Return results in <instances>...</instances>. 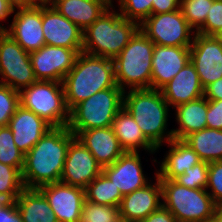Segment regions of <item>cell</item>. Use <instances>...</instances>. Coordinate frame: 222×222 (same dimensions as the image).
Returning <instances> with one entry per match:
<instances>
[{
	"label": "cell",
	"instance_id": "f35d334b",
	"mask_svg": "<svg viewBox=\"0 0 222 222\" xmlns=\"http://www.w3.org/2000/svg\"><path fill=\"white\" fill-rule=\"evenodd\" d=\"M207 128L222 130V100H208Z\"/></svg>",
	"mask_w": 222,
	"mask_h": 222
},
{
	"label": "cell",
	"instance_id": "7dc6e473",
	"mask_svg": "<svg viewBox=\"0 0 222 222\" xmlns=\"http://www.w3.org/2000/svg\"><path fill=\"white\" fill-rule=\"evenodd\" d=\"M212 222H222V204L216 205Z\"/></svg>",
	"mask_w": 222,
	"mask_h": 222
},
{
	"label": "cell",
	"instance_id": "bcb514c9",
	"mask_svg": "<svg viewBox=\"0 0 222 222\" xmlns=\"http://www.w3.org/2000/svg\"><path fill=\"white\" fill-rule=\"evenodd\" d=\"M8 2L15 8H30L36 5L38 0H8Z\"/></svg>",
	"mask_w": 222,
	"mask_h": 222
},
{
	"label": "cell",
	"instance_id": "44dd1931",
	"mask_svg": "<svg viewBox=\"0 0 222 222\" xmlns=\"http://www.w3.org/2000/svg\"><path fill=\"white\" fill-rule=\"evenodd\" d=\"M71 132L102 167L113 164L125 152L111 126Z\"/></svg>",
	"mask_w": 222,
	"mask_h": 222
},
{
	"label": "cell",
	"instance_id": "7bdbcfd3",
	"mask_svg": "<svg viewBox=\"0 0 222 222\" xmlns=\"http://www.w3.org/2000/svg\"><path fill=\"white\" fill-rule=\"evenodd\" d=\"M204 97L207 100H222V78L204 88Z\"/></svg>",
	"mask_w": 222,
	"mask_h": 222
},
{
	"label": "cell",
	"instance_id": "5b68a950",
	"mask_svg": "<svg viewBox=\"0 0 222 222\" xmlns=\"http://www.w3.org/2000/svg\"><path fill=\"white\" fill-rule=\"evenodd\" d=\"M154 45L139 29L120 54L113 59L116 84L124 92L151 89Z\"/></svg>",
	"mask_w": 222,
	"mask_h": 222
},
{
	"label": "cell",
	"instance_id": "277c9868",
	"mask_svg": "<svg viewBox=\"0 0 222 222\" xmlns=\"http://www.w3.org/2000/svg\"><path fill=\"white\" fill-rule=\"evenodd\" d=\"M114 6L83 31L82 52L113 60L140 29L139 23L124 18Z\"/></svg>",
	"mask_w": 222,
	"mask_h": 222
},
{
	"label": "cell",
	"instance_id": "484cf974",
	"mask_svg": "<svg viewBox=\"0 0 222 222\" xmlns=\"http://www.w3.org/2000/svg\"><path fill=\"white\" fill-rule=\"evenodd\" d=\"M178 128L172 129L174 139L184 140L188 135L207 128L208 100L202 96L174 108Z\"/></svg>",
	"mask_w": 222,
	"mask_h": 222
},
{
	"label": "cell",
	"instance_id": "d6a6232c",
	"mask_svg": "<svg viewBox=\"0 0 222 222\" xmlns=\"http://www.w3.org/2000/svg\"><path fill=\"white\" fill-rule=\"evenodd\" d=\"M119 13L128 20L141 24L152 15L153 0H117Z\"/></svg>",
	"mask_w": 222,
	"mask_h": 222
},
{
	"label": "cell",
	"instance_id": "f1b7e54d",
	"mask_svg": "<svg viewBox=\"0 0 222 222\" xmlns=\"http://www.w3.org/2000/svg\"><path fill=\"white\" fill-rule=\"evenodd\" d=\"M123 195L102 172L85 188V200L109 206H120Z\"/></svg>",
	"mask_w": 222,
	"mask_h": 222
},
{
	"label": "cell",
	"instance_id": "30bf717a",
	"mask_svg": "<svg viewBox=\"0 0 222 222\" xmlns=\"http://www.w3.org/2000/svg\"><path fill=\"white\" fill-rule=\"evenodd\" d=\"M0 83L20 92L36 82L30 53L8 33L0 31Z\"/></svg>",
	"mask_w": 222,
	"mask_h": 222
},
{
	"label": "cell",
	"instance_id": "4316f807",
	"mask_svg": "<svg viewBox=\"0 0 222 222\" xmlns=\"http://www.w3.org/2000/svg\"><path fill=\"white\" fill-rule=\"evenodd\" d=\"M16 204L23 222H58L48 200L38 188H25Z\"/></svg>",
	"mask_w": 222,
	"mask_h": 222
},
{
	"label": "cell",
	"instance_id": "52a82bcc",
	"mask_svg": "<svg viewBox=\"0 0 222 222\" xmlns=\"http://www.w3.org/2000/svg\"><path fill=\"white\" fill-rule=\"evenodd\" d=\"M123 93L121 88H108L81 101L70 110L68 129L84 131L110 127L123 108Z\"/></svg>",
	"mask_w": 222,
	"mask_h": 222
},
{
	"label": "cell",
	"instance_id": "ab89813d",
	"mask_svg": "<svg viewBox=\"0 0 222 222\" xmlns=\"http://www.w3.org/2000/svg\"><path fill=\"white\" fill-rule=\"evenodd\" d=\"M180 2L181 0H153L152 15L179 10Z\"/></svg>",
	"mask_w": 222,
	"mask_h": 222
},
{
	"label": "cell",
	"instance_id": "f546056e",
	"mask_svg": "<svg viewBox=\"0 0 222 222\" xmlns=\"http://www.w3.org/2000/svg\"><path fill=\"white\" fill-rule=\"evenodd\" d=\"M25 154L20 151L13 138L10 127H0V162L18 168L21 172L24 166Z\"/></svg>",
	"mask_w": 222,
	"mask_h": 222
},
{
	"label": "cell",
	"instance_id": "1f68e13d",
	"mask_svg": "<svg viewBox=\"0 0 222 222\" xmlns=\"http://www.w3.org/2000/svg\"><path fill=\"white\" fill-rule=\"evenodd\" d=\"M214 0H181L180 9L190 26L197 31L204 23Z\"/></svg>",
	"mask_w": 222,
	"mask_h": 222
},
{
	"label": "cell",
	"instance_id": "d590c367",
	"mask_svg": "<svg viewBox=\"0 0 222 222\" xmlns=\"http://www.w3.org/2000/svg\"><path fill=\"white\" fill-rule=\"evenodd\" d=\"M24 189L22 172L18 168L0 162V192L21 193Z\"/></svg>",
	"mask_w": 222,
	"mask_h": 222
},
{
	"label": "cell",
	"instance_id": "d4e9b609",
	"mask_svg": "<svg viewBox=\"0 0 222 222\" xmlns=\"http://www.w3.org/2000/svg\"><path fill=\"white\" fill-rule=\"evenodd\" d=\"M111 127L125 152H140V149L150 154L157 152V149L145 138L137 122L125 108L115 115Z\"/></svg>",
	"mask_w": 222,
	"mask_h": 222
},
{
	"label": "cell",
	"instance_id": "74e56055",
	"mask_svg": "<svg viewBox=\"0 0 222 222\" xmlns=\"http://www.w3.org/2000/svg\"><path fill=\"white\" fill-rule=\"evenodd\" d=\"M222 30V0H214L205 23L196 31L206 36H214Z\"/></svg>",
	"mask_w": 222,
	"mask_h": 222
},
{
	"label": "cell",
	"instance_id": "7c38bea8",
	"mask_svg": "<svg viewBox=\"0 0 222 222\" xmlns=\"http://www.w3.org/2000/svg\"><path fill=\"white\" fill-rule=\"evenodd\" d=\"M190 61L203 88L222 78V44L214 36L195 33Z\"/></svg>",
	"mask_w": 222,
	"mask_h": 222
},
{
	"label": "cell",
	"instance_id": "9c48e42d",
	"mask_svg": "<svg viewBox=\"0 0 222 222\" xmlns=\"http://www.w3.org/2000/svg\"><path fill=\"white\" fill-rule=\"evenodd\" d=\"M140 30L155 45L179 47H190L196 33L181 9L150 15L140 24Z\"/></svg>",
	"mask_w": 222,
	"mask_h": 222
},
{
	"label": "cell",
	"instance_id": "b9f144b4",
	"mask_svg": "<svg viewBox=\"0 0 222 222\" xmlns=\"http://www.w3.org/2000/svg\"><path fill=\"white\" fill-rule=\"evenodd\" d=\"M0 222H23L16 203L0 208Z\"/></svg>",
	"mask_w": 222,
	"mask_h": 222
},
{
	"label": "cell",
	"instance_id": "9a60e30c",
	"mask_svg": "<svg viewBox=\"0 0 222 222\" xmlns=\"http://www.w3.org/2000/svg\"><path fill=\"white\" fill-rule=\"evenodd\" d=\"M38 189L48 200L58 222H79L85 189L61 181L42 185Z\"/></svg>",
	"mask_w": 222,
	"mask_h": 222
},
{
	"label": "cell",
	"instance_id": "4dcf8cb0",
	"mask_svg": "<svg viewBox=\"0 0 222 222\" xmlns=\"http://www.w3.org/2000/svg\"><path fill=\"white\" fill-rule=\"evenodd\" d=\"M118 206L100 205L84 201L79 222H121Z\"/></svg>",
	"mask_w": 222,
	"mask_h": 222
},
{
	"label": "cell",
	"instance_id": "f6af8a7d",
	"mask_svg": "<svg viewBox=\"0 0 222 222\" xmlns=\"http://www.w3.org/2000/svg\"><path fill=\"white\" fill-rule=\"evenodd\" d=\"M21 193H1L0 192V208L4 206H12L16 203V199Z\"/></svg>",
	"mask_w": 222,
	"mask_h": 222
},
{
	"label": "cell",
	"instance_id": "8fae6325",
	"mask_svg": "<svg viewBox=\"0 0 222 222\" xmlns=\"http://www.w3.org/2000/svg\"><path fill=\"white\" fill-rule=\"evenodd\" d=\"M82 49L44 45L30 53V60L37 81L63 82L64 77L74 67Z\"/></svg>",
	"mask_w": 222,
	"mask_h": 222
},
{
	"label": "cell",
	"instance_id": "ffe728a7",
	"mask_svg": "<svg viewBox=\"0 0 222 222\" xmlns=\"http://www.w3.org/2000/svg\"><path fill=\"white\" fill-rule=\"evenodd\" d=\"M10 127L17 148L26 154L51 128L34 112L19 105L10 118Z\"/></svg>",
	"mask_w": 222,
	"mask_h": 222
},
{
	"label": "cell",
	"instance_id": "e0dca14e",
	"mask_svg": "<svg viewBox=\"0 0 222 222\" xmlns=\"http://www.w3.org/2000/svg\"><path fill=\"white\" fill-rule=\"evenodd\" d=\"M140 158L139 152H124L113 164L102 169L123 196L150 183Z\"/></svg>",
	"mask_w": 222,
	"mask_h": 222
},
{
	"label": "cell",
	"instance_id": "cb8c5ba5",
	"mask_svg": "<svg viewBox=\"0 0 222 222\" xmlns=\"http://www.w3.org/2000/svg\"><path fill=\"white\" fill-rule=\"evenodd\" d=\"M167 144L170 148L161 162H158L157 159L152 160L155 163H161L160 168L156 171L159 179L174 180L185 170H189L202 161L199 155L183 140L173 138Z\"/></svg>",
	"mask_w": 222,
	"mask_h": 222
},
{
	"label": "cell",
	"instance_id": "7a4b0ae2",
	"mask_svg": "<svg viewBox=\"0 0 222 222\" xmlns=\"http://www.w3.org/2000/svg\"><path fill=\"white\" fill-rule=\"evenodd\" d=\"M65 100L69 110L99 91L119 88L113 60L80 52L74 67L63 79Z\"/></svg>",
	"mask_w": 222,
	"mask_h": 222
},
{
	"label": "cell",
	"instance_id": "2e32d148",
	"mask_svg": "<svg viewBox=\"0 0 222 222\" xmlns=\"http://www.w3.org/2000/svg\"><path fill=\"white\" fill-rule=\"evenodd\" d=\"M42 29L46 45L83 49V31L48 2H42Z\"/></svg>",
	"mask_w": 222,
	"mask_h": 222
},
{
	"label": "cell",
	"instance_id": "3957f363",
	"mask_svg": "<svg viewBox=\"0 0 222 222\" xmlns=\"http://www.w3.org/2000/svg\"><path fill=\"white\" fill-rule=\"evenodd\" d=\"M169 107L160 90L138 89L123 93V108L131 114L157 151L164 142L166 144L174 138L172 129L167 128Z\"/></svg>",
	"mask_w": 222,
	"mask_h": 222
},
{
	"label": "cell",
	"instance_id": "c3c4849f",
	"mask_svg": "<svg viewBox=\"0 0 222 222\" xmlns=\"http://www.w3.org/2000/svg\"><path fill=\"white\" fill-rule=\"evenodd\" d=\"M214 37L222 44V30L216 33Z\"/></svg>",
	"mask_w": 222,
	"mask_h": 222
},
{
	"label": "cell",
	"instance_id": "6da1fadb",
	"mask_svg": "<svg viewBox=\"0 0 222 222\" xmlns=\"http://www.w3.org/2000/svg\"><path fill=\"white\" fill-rule=\"evenodd\" d=\"M76 136L68 126L51 128L24 156L25 188L60 182L70 142Z\"/></svg>",
	"mask_w": 222,
	"mask_h": 222
},
{
	"label": "cell",
	"instance_id": "ba28073f",
	"mask_svg": "<svg viewBox=\"0 0 222 222\" xmlns=\"http://www.w3.org/2000/svg\"><path fill=\"white\" fill-rule=\"evenodd\" d=\"M20 105L34 112L52 127L67 126L70 110L62 82L36 81L20 92Z\"/></svg>",
	"mask_w": 222,
	"mask_h": 222
},
{
	"label": "cell",
	"instance_id": "60d3db41",
	"mask_svg": "<svg viewBox=\"0 0 222 222\" xmlns=\"http://www.w3.org/2000/svg\"><path fill=\"white\" fill-rule=\"evenodd\" d=\"M140 222H177L175 216L163 205H161L155 212L149 214Z\"/></svg>",
	"mask_w": 222,
	"mask_h": 222
},
{
	"label": "cell",
	"instance_id": "d6986e66",
	"mask_svg": "<svg viewBox=\"0 0 222 222\" xmlns=\"http://www.w3.org/2000/svg\"><path fill=\"white\" fill-rule=\"evenodd\" d=\"M190 61V47L154 45L151 89L161 90Z\"/></svg>",
	"mask_w": 222,
	"mask_h": 222
},
{
	"label": "cell",
	"instance_id": "83f0119b",
	"mask_svg": "<svg viewBox=\"0 0 222 222\" xmlns=\"http://www.w3.org/2000/svg\"><path fill=\"white\" fill-rule=\"evenodd\" d=\"M204 162L222 160V130L204 128L184 140Z\"/></svg>",
	"mask_w": 222,
	"mask_h": 222
},
{
	"label": "cell",
	"instance_id": "8d00e7d4",
	"mask_svg": "<svg viewBox=\"0 0 222 222\" xmlns=\"http://www.w3.org/2000/svg\"><path fill=\"white\" fill-rule=\"evenodd\" d=\"M206 190L216 205L222 204V160L209 163Z\"/></svg>",
	"mask_w": 222,
	"mask_h": 222
},
{
	"label": "cell",
	"instance_id": "7402d4cb",
	"mask_svg": "<svg viewBox=\"0 0 222 222\" xmlns=\"http://www.w3.org/2000/svg\"><path fill=\"white\" fill-rule=\"evenodd\" d=\"M160 91L168 105L173 109L204 96V88L191 61Z\"/></svg>",
	"mask_w": 222,
	"mask_h": 222
},
{
	"label": "cell",
	"instance_id": "4fadbf2b",
	"mask_svg": "<svg viewBox=\"0 0 222 222\" xmlns=\"http://www.w3.org/2000/svg\"><path fill=\"white\" fill-rule=\"evenodd\" d=\"M102 169L90 151L75 137L68 146L60 181L85 189L102 173Z\"/></svg>",
	"mask_w": 222,
	"mask_h": 222
},
{
	"label": "cell",
	"instance_id": "ac0fdd59",
	"mask_svg": "<svg viewBox=\"0 0 222 222\" xmlns=\"http://www.w3.org/2000/svg\"><path fill=\"white\" fill-rule=\"evenodd\" d=\"M156 177V178H155ZM155 183L123 196L119 206L120 217L126 222H140L162 205V187L155 172Z\"/></svg>",
	"mask_w": 222,
	"mask_h": 222
},
{
	"label": "cell",
	"instance_id": "ee69618b",
	"mask_svg": "<svg viewBox=\"0 0 222 222\" xmlns=\"http://www.w3.org/2000/svg\"><path fill=\"white\" fill-rule=\"evenodd\" d=\"M15 8L8 2V0H0V21L9 19L8 17L14 14ZM0 22V31H6L7 27Z\"/></svg>",
	"mask_w": 222,
	"mask_h": 222
},
{
	"label": "cell",
	"instance_id": "603a6c76",
	"mask_svg": "<svg viewBox=\"0 0 222 222\" xmlns=\"http://www.w3.org/2000/svg\"><path fill=\"white\" fill-rule=\"evenodd\" d=\"M47 2L82 31L113 5L110 0H48Z\"/></svg>",
	"mask_w": 222,
	"mask_h": 222
},
{
	"label": "cell",
	"instance_id": "836d02e7",
	"mask_svg": "<svg viewBox=\"0 0 222 222\" xmlns=\"http://www.w3.org/2000/svg\"><path fill=\"white\" fill-rule=\"evenodd\" d=\"M209 163L201 161L174 180L191 189H206L208 184Z\"/></svg>",
	"mask_w": 222,
	"mask_h": 222
},
{
	"label": "cell",
	"instance_id": "e575fe53",
	"mask_svg": "<svg viewBox=\"0 0 222 222\" xmlns=\"http://www.w3.org/2000/svg\"><path fill=\"white\" fill-rule=\"evenodd\" d=\"M19 105V92L0 83V127L9 124L10 118L16 112Z\"/></svg>",
	"mask_w": 222,
	"mask_h": 222
},
{
	"label": "cell",
	"instance_id": "5bb4252c",
	"mask_svg": "<svg viewBox=\"0 0 222 222\" xmlns=\"http://www.w3.org/2000/svg\"><path fill=\"white\" fill-rule=\"evenodd\" d=\"M8 33L26 52L39 50L45 44L42 29V2L30 8L15 9Z\"/></svg>",
	"mask_w": 222,
	"mask_h": 222
},
{
	"label": "cell",
	"instance_id": "681fc988",
	"mask_svg": "<svg viewBox=\"0 0 222 222\" xmlns=\"http://www.w3.org/2000/svg\"><path fill=\"white\" fill-rule=\"evenodd\" d=\"M39 2H47L48 0H38Z\"/></svg>",
	"mask_w": 222,
	"mask_h": 222
},
{
	"label": "cell",
	"instance_id": "8992f818",
	"mask_svg": "<svg viewBox=\"0 0 222 222\" xmlns=\"http://www.w3.org/2000/svg\"><path fill=\"white\" fill-rule=\"evenodd\" d=\"M162 205L177 222H211L216 204L206 189H191L175 180L160 179Z\"/></svg>",
	"mask_w": 222,
	"mask_h": 222
}]
</instances>
